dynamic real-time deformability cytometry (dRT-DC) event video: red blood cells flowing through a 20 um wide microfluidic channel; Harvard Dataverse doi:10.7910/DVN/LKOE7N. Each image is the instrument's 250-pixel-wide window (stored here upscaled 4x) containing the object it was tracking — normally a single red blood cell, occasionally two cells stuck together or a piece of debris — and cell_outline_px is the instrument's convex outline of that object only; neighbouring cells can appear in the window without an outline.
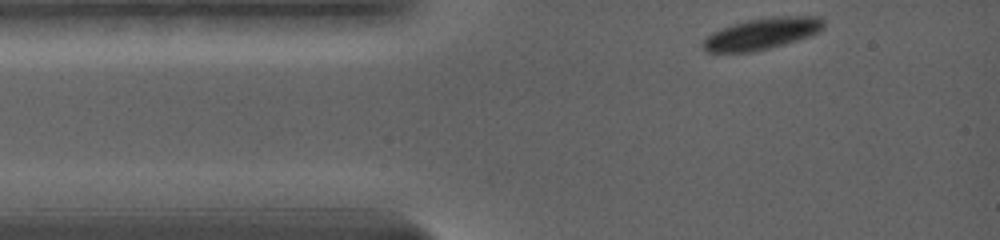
{"species": "common noctule bat (a hibernating species)", "species_latin": "Nyctalus noctula", "temperature_condition": "warm", "stored_images_in_passage": 33, "camera_frame_rate_fps": 5000, "um_per_image_px": 0.085, "animal": {"sex": "female", "body_mass_g": 19.0, "forearm_length_mm": 56.7}, "frame": {"image": 1, "passage_image": 1, "time_ms": 0.0, "image_size_px": [1000, 240], "cell_outline_px": [[824, 28], [808, 36], [796, 40], [768, 48], [752, 52], [708, 52], [704, 48], [704, 40], [712, 32], [720, 28], [732, 24], [748, 20], [772, 16], [820, 16], [824, 20]], "centroid_in_image_um": [64.77, 2.84], "position_along_channel_um": 20.2, "area_um2": 21.85}}
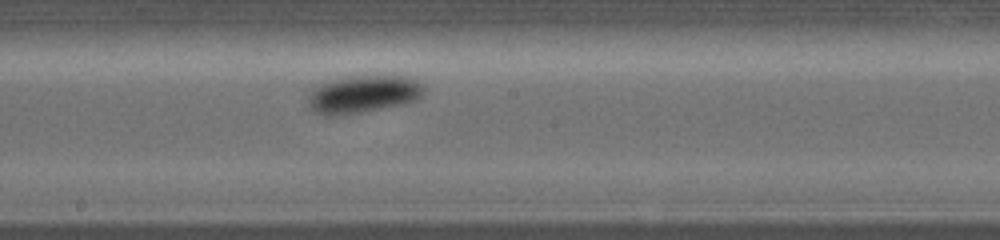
{"frame": {"image": 2, "passage_image": 18, "time_ms": 6.4, "image_size_px": [1000, 240], "cell_outline_px": [[424, 92], [416, 100], [404, 104], [360, 112], [328, 116], [324, 116], [312, 112], [308, 104], [308, 96], [320, 84], [336, 80], [360, 76], [404, 76], [416, 80], [424, 88]], "centroid_in_image_um": [30.87, 8.03], "position_along_channel_um": 217.3, "area_um2": 24.85}}
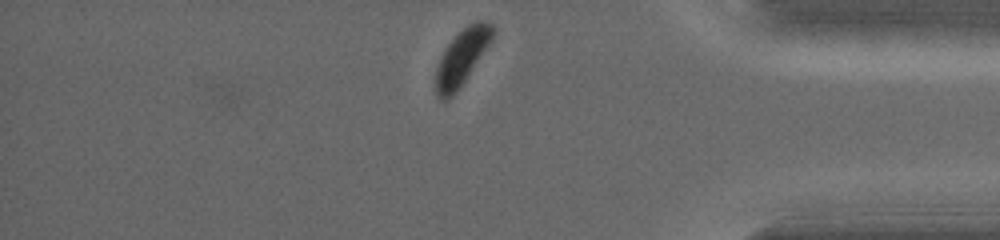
{"frame": {"image": 3, "passage_image": 33, "time_ms": 12.0, "image_size_px": [1000, 240], "cell_outline_px": [[496, 32], [492, 40], [456, 92], [452, 96], [444, 100], [440, 100], [436, 96], [436, 68], [444, 48], [468, 24], [476, 20], [484, 20], [492, 24], [496, 28]], "centroid_in_image_um": [39.28, 4.84], "position_along_channel_um": 395.9, "area_um2": 18.26}, "authors_computed_cell_mechanics": {"area_um2": 23.987, "velocity_mm_per_s": 3.5883, "shape_relaxation_time_tau1_ms": 1.3155, "shape_relaxation_time_tau2_ms": null, "deformation_change_tau1": 0.0788, "deformation_change_tau2": null}}